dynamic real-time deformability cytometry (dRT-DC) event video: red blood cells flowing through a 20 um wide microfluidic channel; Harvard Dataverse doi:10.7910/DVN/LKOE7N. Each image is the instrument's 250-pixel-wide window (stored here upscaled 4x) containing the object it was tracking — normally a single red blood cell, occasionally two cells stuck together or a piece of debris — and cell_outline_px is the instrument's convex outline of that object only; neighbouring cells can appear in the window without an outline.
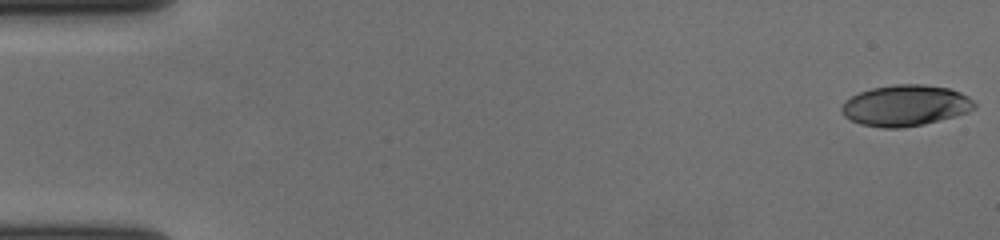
{"species": "human", "species_latin": "Homo sapiens", "temperature_condition": "cold", "stored_images_in_passage": 58, "camera_frame_rate_fps": 3000, "um_per_image_px": 0.085, "donor": {"sex": "female"}, "frame": {"image": 1, "passage_image": 1, "time_ms": 0.0, "image_size_px": [1000, 240], "cell_outline_px": [[976, 108], [968, 112], [924, 124], [900, 128], [884, 128], [860, 124], [844, 116], [840, 112], [840, 108], [844, 100], [860, 92], [872, 88], [892, 84], [924, 84], [948, 88], [960, 92], [968, 96], [976, 104]], "centroid_in_image_um": [76.94, 8.96], "position_along_channel_um": 8.1, "area_um2": 31.85}}
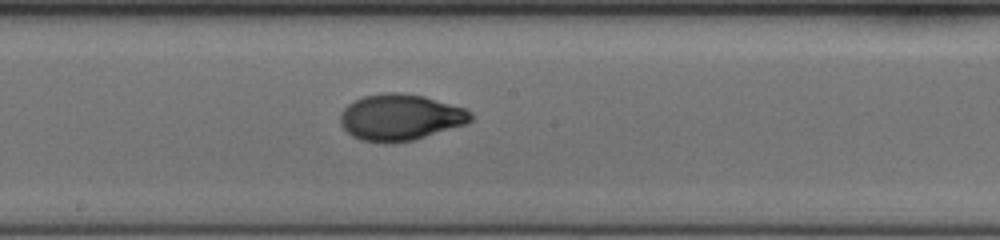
{"frame": {"image": 2, "passage_image": 32, "time_ms": 10.333, "image_size_px": [1000, 240], "cell_outline_px": [[472, 120], [468, 124], [412, 140], [392, 144], [384, 144], [360, 140], [352, 136], [340, 124], [340, 112], [348, 104], [364, 96], [384, 92], [400, 92], [424, 96], [464, 108], [472, 112]], "centroid_in_image_um": [34.02, 9.98], "position_along_channel_um": 214.2, "area_um2": 35.49}}
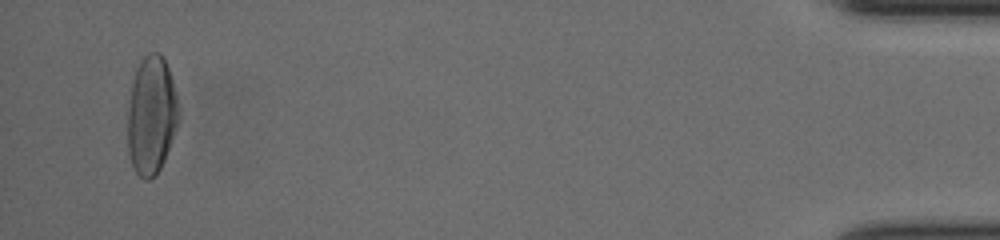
{"frame": {"image": 3, "passage_image": 56, "time_ms": 18.333, "image_size_px": [1000, 240], "cell_outline_px": [[180, 120], [164, 160], [160, 168], [148, 180], [144, 180], [136, 172], [132, 164], [128, 152], [128, 112], [132, 84], [136, 68], [140, 60], [148, 52], [160, 52], [168, 68], [172, 80], [176, 96], [180, 116]], "centroid_in_image_um": [12.88, 9.78], "position_along_channel_um": 422.3, "area_um2": 34.97}, "authors_computed_cell_mechanics": {"area_um2": 33.5818, "velocity_mm_per_s": 3.6319, "shape_relaxation_time_tau1_ms": 4.8426, "shape_relaxation_time_tau2_ms": 1.2327, "deformation_change_tau1": 0.214, "deformation_change_tau2": 0.0473}}